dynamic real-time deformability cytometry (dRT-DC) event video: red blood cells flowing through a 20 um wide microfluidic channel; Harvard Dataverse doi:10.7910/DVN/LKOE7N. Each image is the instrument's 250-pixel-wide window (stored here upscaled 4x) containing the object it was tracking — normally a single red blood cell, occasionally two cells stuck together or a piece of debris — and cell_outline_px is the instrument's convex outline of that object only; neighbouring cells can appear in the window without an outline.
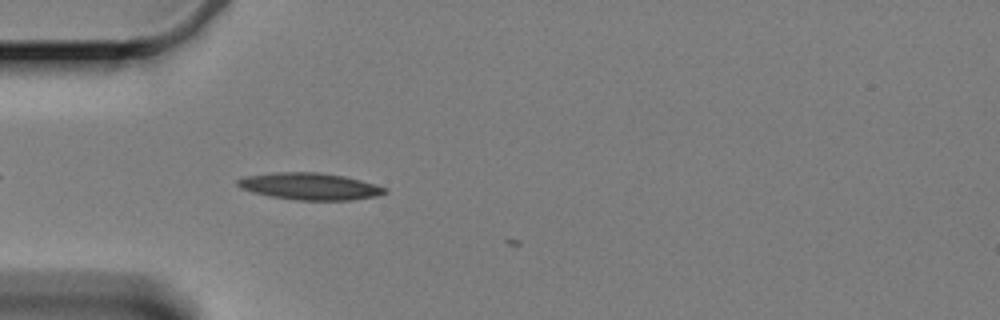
{"species": "Egyptian fruit bat (a non-hibernating species)", "species_latin": "Rousettus aegyptiacus", "temperature_condition": "cold", "stored_images_in_passage": 4, "camera_frame_rate_fps": 3000, "um_per_image_px": 0.085, "animal": {"sex": "female"}, "frame": {"image": 1, "passage_image": 3, "time_ms": 0.667, "image_size_px": [1000, 320], "cell_outline_px": [[388, 192], [376, 196], [352, 200], [296, 200], [272, 196], [252, 192], [240, 188], [236, 184], [236, 180], [248, 176], [276, 172], [316, 172], [344, 176], [360, 180], [388, 188]], "centroid_in_image_um": [26.35, 15.84], "position_along_channel_um": 58.7, "area_um2": 22.95}}